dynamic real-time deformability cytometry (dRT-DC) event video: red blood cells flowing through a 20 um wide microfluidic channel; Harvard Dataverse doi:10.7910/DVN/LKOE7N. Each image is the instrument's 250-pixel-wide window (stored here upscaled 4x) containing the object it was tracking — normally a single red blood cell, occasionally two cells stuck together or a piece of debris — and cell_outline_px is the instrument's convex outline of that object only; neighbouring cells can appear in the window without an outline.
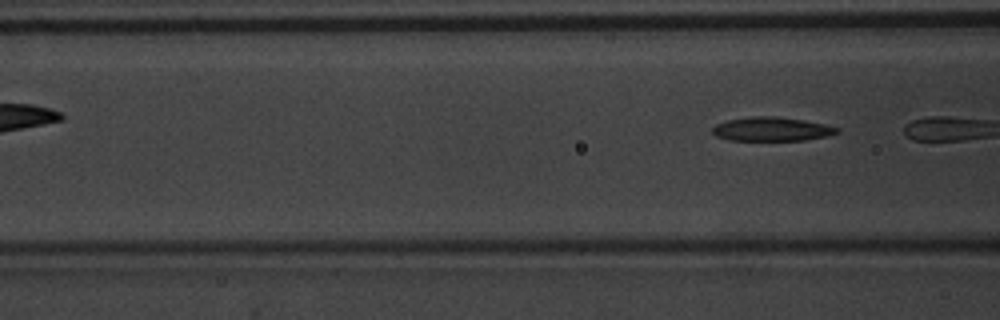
{"species": "common noctule bat (a hibernating species)", "species_latin": "Nyctalus noctula", "temperature_condition": "warm", "stored_images_in_passage": 8, "camera_frame_rate_fps": 3000, "um_per_image_px": 0.085, "animal": {"sex": "male", "body_mass_g": 20.1, "forearm_length_mm": 53.5}, "frame": {"image": 1, "passage_image": 8, "time_ms": 2.333, "image_size_px": [1000, 320], "cell_outline_px": [[840, 132], [824, 136], [804, 140], [728, 140], [716, 136], [712, 132], [712, 128], [716, 124], [728, 120], [752, 116], [776, 116], [804, 120], [824, 124], [840, 128]], "centroid_in_image_um": [65.58, 10.97], "position_along_channel_um": 101.0, "area_um2": 17.28}}